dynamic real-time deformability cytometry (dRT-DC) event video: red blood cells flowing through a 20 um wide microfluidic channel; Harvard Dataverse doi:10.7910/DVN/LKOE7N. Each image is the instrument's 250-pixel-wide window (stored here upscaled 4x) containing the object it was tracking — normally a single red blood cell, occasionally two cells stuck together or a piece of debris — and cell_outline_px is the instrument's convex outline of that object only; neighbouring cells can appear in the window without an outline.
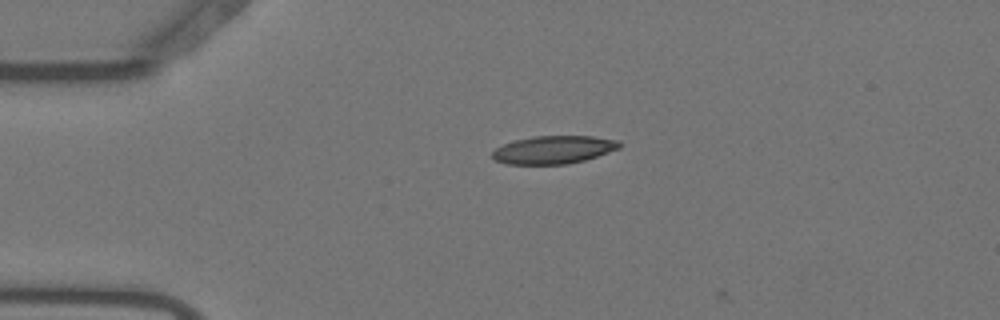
{"species": "Egyptian fruit bat (a non-hibernating species)", "species_latin": "Rousettus aegyptiacus", "temperature_condition": "warm", "stored_images_in_passage": 2, "camera_frame_rate_fps": 3000, "um_per_image_px": 0.085, "animal": {"sex": "female"}, "frame": {"image": 1, "passage_image": 1, "time_ms": 0.0, "image_size_px": [1000, 320], "cell_outline_px": [[620, 148], [584, 160], [568, 164], [508, 164], [492, 160], [492, 152], [496, 148], [504, 144], [516, 140], [532, 136], [592, 136], [620, 140]], "centroid_in_image_um": [47.04, 12.73], "position_along_channel_um": 38.0, "area_um2": 20.69}}